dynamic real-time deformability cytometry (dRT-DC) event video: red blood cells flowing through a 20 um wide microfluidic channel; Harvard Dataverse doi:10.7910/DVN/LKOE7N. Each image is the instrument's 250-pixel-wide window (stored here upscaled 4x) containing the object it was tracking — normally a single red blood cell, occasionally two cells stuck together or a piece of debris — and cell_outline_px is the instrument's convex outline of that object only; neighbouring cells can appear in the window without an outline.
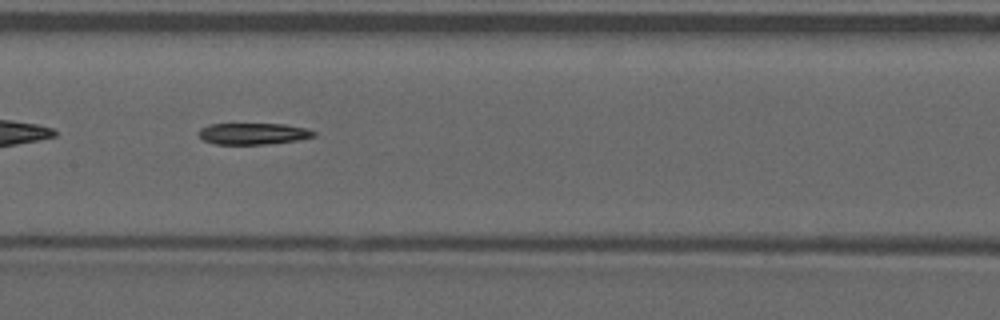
{"species": "common noctule bat (a hibernating species)", "species_latin": "Nyctalus noctula", "temperature_condition": "warm", "stored_images_in_passage": 37, "camera_frame_rate_fps": 3000, "um_per_image_px": 0.085, "animal": {"sex": "male", "forearm_length_mm": 52.5}, "frame": {"image": 1, "passage_image": 11, "time_ms": 3.333, "image_size_px": [1000, 320], "cell_outline_px": [[316, 136], [300, 140], [264, 144], [216, 144], [204, 140], [200, 136], [200, 128], [212, 124], [284, 124], [308, 128], [316, 132]], "centroid_in_image_um": [21.59, 11.36], "position_along_channel_um": 185.8, "area_um2": 14.33}}